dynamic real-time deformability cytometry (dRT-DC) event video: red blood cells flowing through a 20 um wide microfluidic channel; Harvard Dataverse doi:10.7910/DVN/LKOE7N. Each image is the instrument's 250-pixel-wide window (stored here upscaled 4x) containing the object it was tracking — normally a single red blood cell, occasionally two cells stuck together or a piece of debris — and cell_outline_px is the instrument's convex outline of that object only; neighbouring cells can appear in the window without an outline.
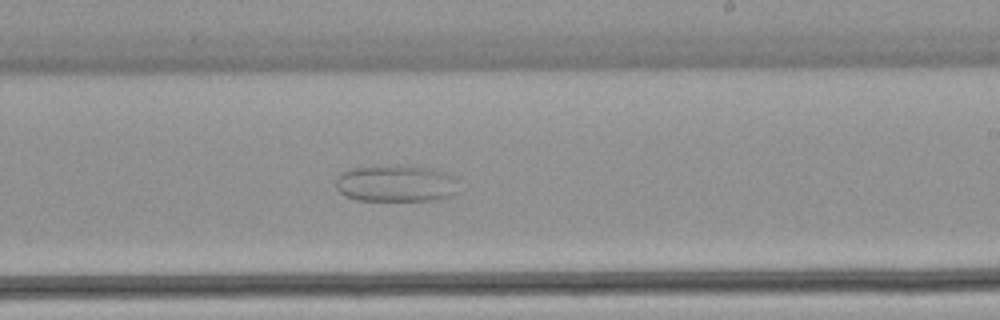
{"species": "common noctule bat (a hibernating species)", "species_latin": "Nyctalus noctula", "temperature_condition": "warm", "stored_images_in_passage": 52, "camera_frame_rate_fps": 3000, "um_per_image_px": 0.085, "animal": {"sex": "female", "body_mass_g": 22.7, "forearm_length_mm": 54.2}, "frame": {"image": 1, "passage_image": 31, "time_ms": 10.0, "image_size_px": [1000, 320], "cell_outline_px": [[460, 192], [452, 196], [432, 200], [356, 200], [344, 196], [336, 188], [336, 180], [340, 172], [348, 168], [376, 164], [396, 164], [428, 168], [444, 172], [456, 176]], "centroid_in_image_um": [33.65, 15.56], "position_along_channel_um": 255.4, "area_um2": 27.28}}
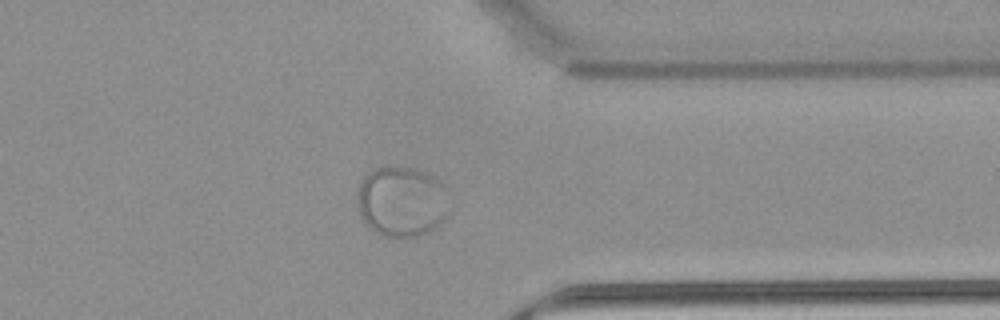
{"frame": {"image": 2, "passage_image": 41, "time_ms": 13.333, "image_size_px": [1000, 320], "cell_outline_px": [[448, 216], [436, 228], [420, 236], [384, 236], [368, 228], [360, 212], [356, 200], [356, 196], [360, 180], [368, 172], [384, 164], [416, 168], [440, 180], [444, 184], [448, 212]], "centroid_in_image_um": [34.13, 17.1], "position_along_channel_um": 377.3, "area_um2": 38.38}}